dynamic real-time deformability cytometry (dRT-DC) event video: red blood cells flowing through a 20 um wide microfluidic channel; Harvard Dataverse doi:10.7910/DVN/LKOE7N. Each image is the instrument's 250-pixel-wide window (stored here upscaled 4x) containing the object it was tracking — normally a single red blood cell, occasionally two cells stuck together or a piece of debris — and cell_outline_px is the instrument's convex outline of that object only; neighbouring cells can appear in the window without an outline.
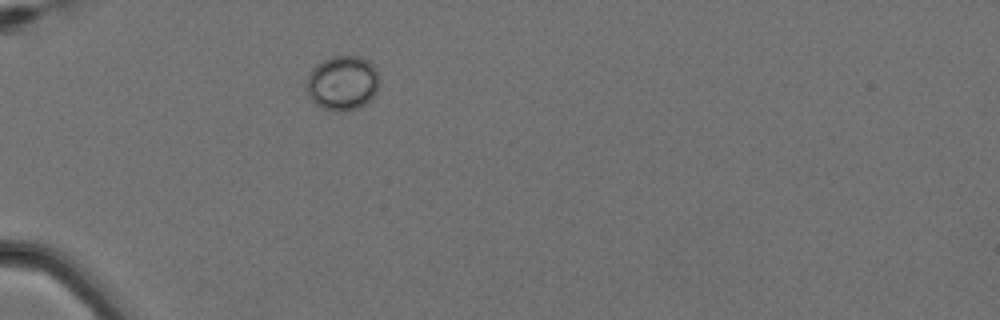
{"species": "Egyptian fruit bat (a non-hibernating species)", "species_latin": "Rousettus aegyptiacus", "temperature_condition": "cold", "stored_images_in_passage": 4, "camera_frame_rate_fps": 3000, "um_per_image_px": 0.085, "animal": {"sex": "female"}, "frame": {"image": 1, "passage_image": 4, "time_ms": 1.0, "image_size_px": [1000, 320], "cell_outline_px": [[376, 92], [364, 104], [356, 108], [324, 108], [316, 104], [312, 100], [308, 92], [308, 76], [312, 68], [316, 64], [332, 56], [360, 56], [368, 60], [376, 68]], "centroid_in_image_um": [29.1, 6.98], "position_along_channel_um": 55.9, "area_um2": 22.14}}